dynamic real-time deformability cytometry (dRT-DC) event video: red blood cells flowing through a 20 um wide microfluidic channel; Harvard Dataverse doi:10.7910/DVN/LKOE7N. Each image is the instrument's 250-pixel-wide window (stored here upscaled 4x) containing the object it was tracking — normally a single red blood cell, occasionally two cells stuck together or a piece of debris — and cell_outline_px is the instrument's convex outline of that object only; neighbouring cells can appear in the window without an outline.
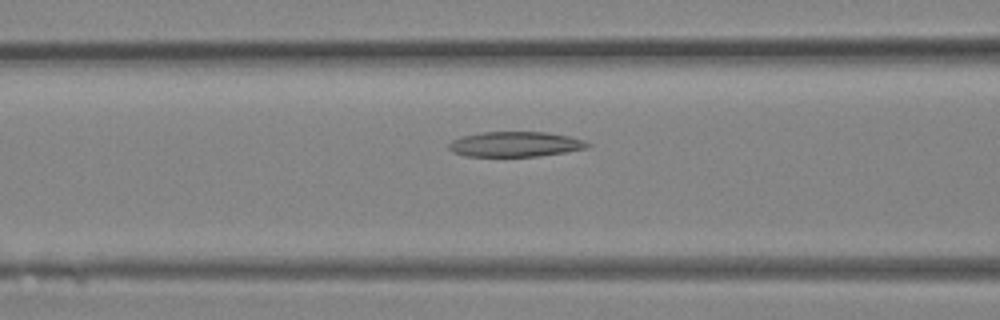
{"species": "Egyptian fruit bat (a non-hibernating species)", "species_latin": "Rousettus aegyptiacus", "temperature_condition": "room temperature", "stored_images_in_passage": 24, "camera_frame_rate_fps": 3000, "um_per_image_px": 0.085, "animal": {"sex": "female"}, "frame": {"image": 1, "passage_image": 4, "time_ms": 1.0, "image_size_px": [1000, 320], "cell_outline_px": [[592, 144], [588, 148], [540, 156], [464, 156], [452, 152], [448, 148], [448, 144], [452, 140], [460, 136], [484, 132], [548, 132], [568, 136], [584, 140]], "centroid_in_image_um": [43.79, 12.26], "position_along_channel_um": 122.8, "area_um2": 20.4}}
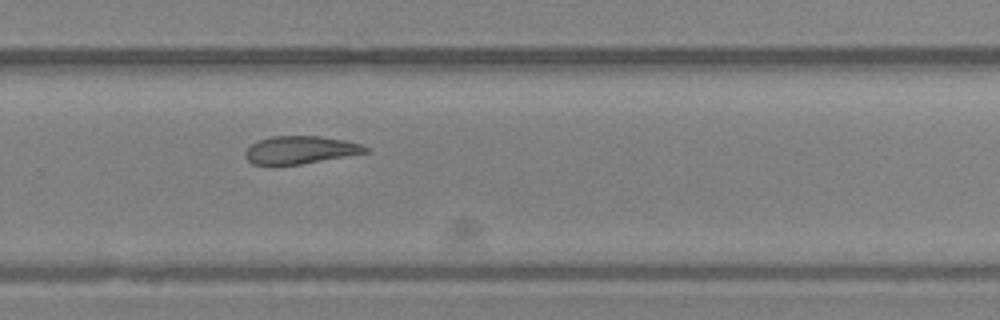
{"frame": {"image": 2, "passage_image": 13, "time_ms": 4.0, "image_size_px": [1000, 320], "cell_outline_px": [[368, 152], [300, 164], [252, 164], [244, 156], [244, 152], [256, 140], [272, 136], [320, 136], [344, 140], [360, 144], [368, 148]], "centroid_in_image_um": [25.48, 12.73], "position_along_channel_um": 304.3, "area_um2": 19.19}}
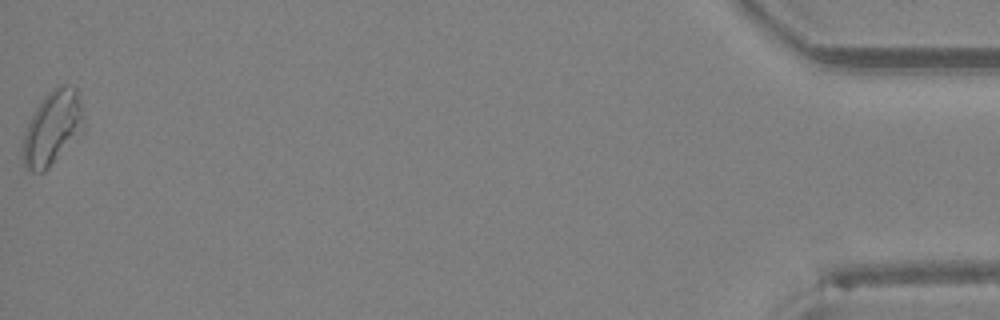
{"frame": {"image": 3, "passage_image": 24, "time_ms": 7.667, "image_size_px": [1000, 320], "cell_outline_px": [[84, 132], [44, 172], [32, 172], [24, 168], [24, 136], [28, 124], [36, 108], [44, 96], [48, 92], [60, 84], [68, 84], [76, 88], [80, 92], [84, 116]], "centroid_in_image_um": [4.53, 10.85], "position_along_channel_um": 430.7, "area_um2": 26.53}}